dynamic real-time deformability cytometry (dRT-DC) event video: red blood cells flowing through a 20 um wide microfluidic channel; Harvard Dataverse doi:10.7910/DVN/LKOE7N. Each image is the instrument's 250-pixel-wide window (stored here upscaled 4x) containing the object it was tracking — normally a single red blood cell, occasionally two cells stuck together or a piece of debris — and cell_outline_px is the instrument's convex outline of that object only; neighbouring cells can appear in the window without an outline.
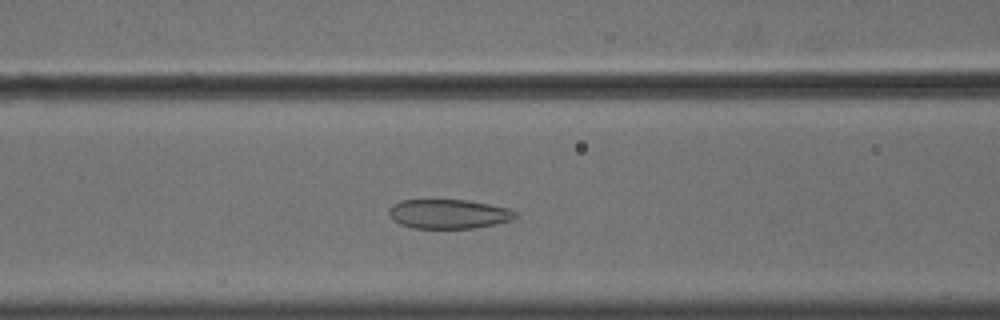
{"species": "common noctule bat (a hibernating species)", "species_latin": "Nyctalus noctula", "temperature_condition": "cold", "stored_images_in_passage": 51, "camera_frame_rate_fps": 3000, "um_per_image_px": 0.085, "animal": {"sex": "male", "body_mass_g": 18.8}, "frame": {"image": 1, "passage_image": 19, "time_ms": 6.0, "image_size_px": [1000, 320], "cell_outline_px": [[520, 216], [512, 220], [496, 224], [472, 228], [412, 228], [400, 224], [392, 220], [388, 212], [388, 208], [392, 204], [400, 200], [468, 200], [508, 208], [516, 212]], "centroid_in_image_um": [38.12, 18.18], "position_along_channel_um": 128.5, "area_um2": 21.79}}
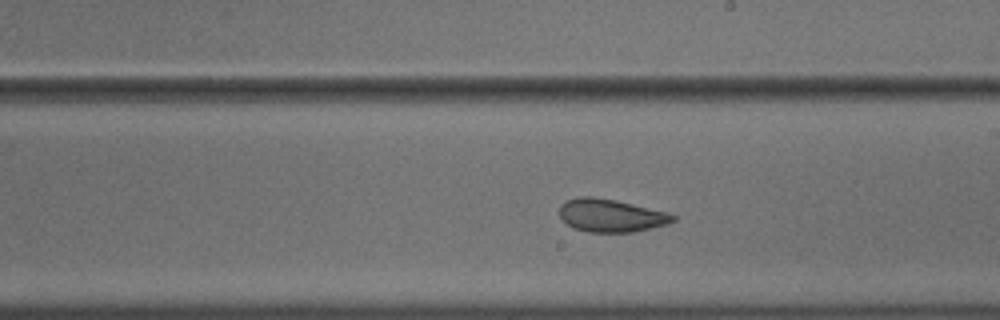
{"frame": {"image": 2, "passage_image": 28, "time_ms": 9.0, "image_size_px": [1000, 320], "cell_outline_px": [[676, 220], [668, 224], [632, 232], [588, 232], [572, 228], [560, 216], [560, 204], [568, 200], [580, 196], [592, 196], [616, 200], [668, 212], [676, 216]], "centroid_in_image_um": [51.94, 18.31], "position_along_channel_um": 237.1, "area_um2": 21.79}}
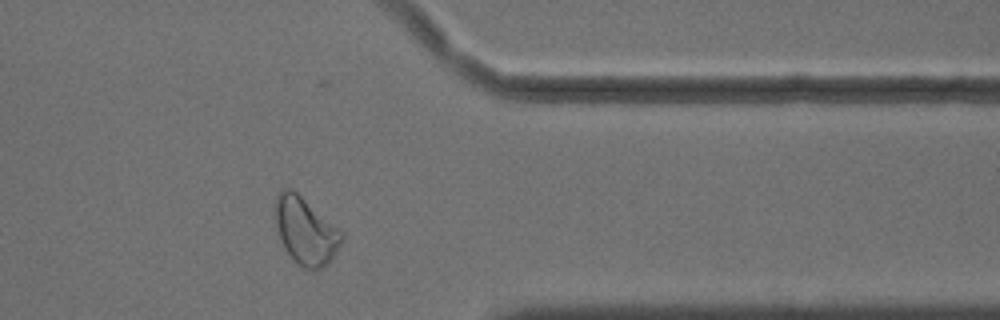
{"frame": {"image": 3, "passage_image": 41, "time_ms": 13.333, "image_size_px": [1000, 320], "cell_outline_px": [[344, 240], [328, 264], [316, 272], [312, 272], [296, 264], [292, 260], [284, 248], [280, 240], [276, 228], [276, 196], [280, 188], [288, 188], [296, 192], [344, 232]], "centroid_in_image_um": [25.99, 19.68], "position_along_channel_um": 385.4, "area_um2": 26.36}, "authors_computed_cell_mechanics": {"area_um2": 25.721, "velocity_mm_per_s": 3.6186, "shape_relaxation_time_tau1_ms": null, "shape_relaxation_time_tau2_ms": 1.9848, "deformation_change_tau1": null, "deformation_change_tau2": 0.0811}}